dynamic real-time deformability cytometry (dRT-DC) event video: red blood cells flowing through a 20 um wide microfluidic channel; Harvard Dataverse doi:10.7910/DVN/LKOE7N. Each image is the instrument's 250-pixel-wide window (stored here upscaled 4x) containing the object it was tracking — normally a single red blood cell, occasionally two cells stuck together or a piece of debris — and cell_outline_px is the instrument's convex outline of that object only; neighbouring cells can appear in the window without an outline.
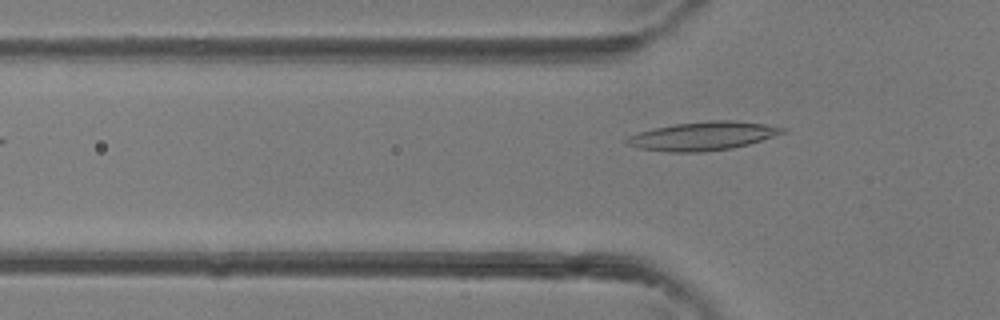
{"species": "common noctule bat (a hibernating species)", "species_latin": "Nyctalus noctula", "temperature_condition": "room temperature", "stored_images_in_passage": 4, "camera_frame_rate_fps": 3000, "um_per_image_px": 0.085, "animal": {"sex": "female"}, "frame": {"image": 1, "passage_image": 4, "time_ms": 1.0, "image_size_px": [1000, 320], "cell_outline_px": [[788, 128], [784, 132], [748, 144], [732, 148], [704, 152], [668, 152], [640, 148], [628, 144], [624, 140], [628, 136], [640, 132], [672, 124], [708, 120], [736, 120], [764, 124]], "centroid_in_image_um": [59.74, 11.55], "position_along_channel_um": 66.1, "area_um2": 25.78}}